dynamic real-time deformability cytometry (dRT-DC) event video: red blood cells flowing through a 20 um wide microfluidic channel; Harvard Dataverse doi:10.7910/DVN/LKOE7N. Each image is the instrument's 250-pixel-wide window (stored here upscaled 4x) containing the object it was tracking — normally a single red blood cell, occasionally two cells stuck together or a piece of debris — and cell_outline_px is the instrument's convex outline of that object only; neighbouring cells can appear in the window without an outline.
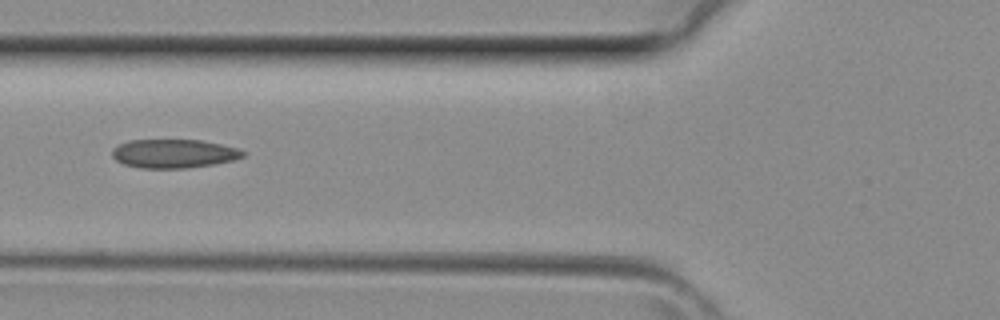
{"species": "common noctule bat (a hibernating species)", "species_latin": "Nyctalus noctula", "temperature_condition": "room temperature", "stored_images_in_passage": 2, "camera_frame_rate_fps": 3000, "um_per_image_px": 0.085, "animal": {"sex": "female", "body_mass_g": 29.2, "forearm_length_mm": 56.3}, "frame": {"image": 1, "passage_image": 2, "time_ms": 0.333, "image_size_px": [1000, 320], "cell_outline_px": [[248, 152], [244, 156], [232, 160], [212, 164], [188, 168], [140, 168], [124, 164], [116, 160], [112, 156], [112, 148], [128, 140], [200, 140], [240, 148]], "centroid_in_image_um": [14.78, 13.05], "position_along_channel_um": 111.0, "area_um2": 21.96}}